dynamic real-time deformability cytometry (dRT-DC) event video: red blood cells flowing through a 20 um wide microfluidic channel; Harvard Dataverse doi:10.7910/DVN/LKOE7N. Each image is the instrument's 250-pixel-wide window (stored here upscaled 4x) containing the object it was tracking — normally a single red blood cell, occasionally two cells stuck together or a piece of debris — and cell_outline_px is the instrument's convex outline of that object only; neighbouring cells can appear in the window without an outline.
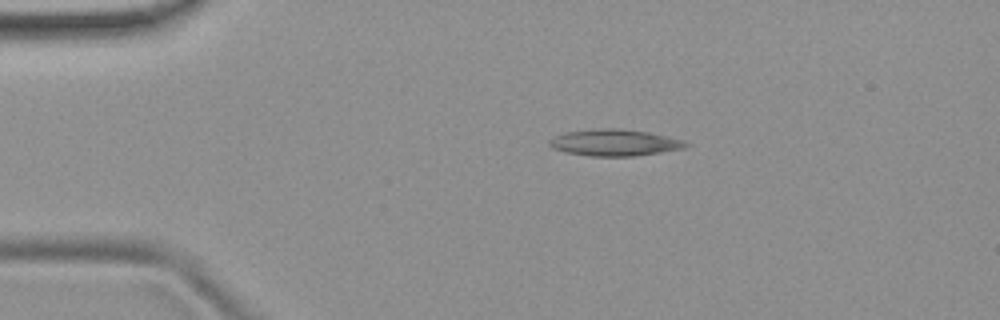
{"species": "common noctule bat (a hibernating species)", "species_latin": "Nyctalus noctula", "temperature_condition": "room temperature", "stored_images_in_passage": 4, "camera_frame_rate_fps": 3000, "um_per_image_px": 0.085, "animal": {"sex": "female", "body_mass_g": 19.9}, "frame": {"image": 1, "passage_image": 3, "time_ms": 2.333, "image_size_px": [1000, 320], "cell_outline_px": [[692, 144], [684, 148], [660, 152], [632, 156], [588, 156], [564, 152], [552, 148], [548, 144], [548, 140], [564, 132], [596, 128], [620, 128], [648, 132], [684, 140]], "centroid_in_image_um": [52.22, 12.12], "position_along_channel_um": 32.8, "area_um2": 21.27}}